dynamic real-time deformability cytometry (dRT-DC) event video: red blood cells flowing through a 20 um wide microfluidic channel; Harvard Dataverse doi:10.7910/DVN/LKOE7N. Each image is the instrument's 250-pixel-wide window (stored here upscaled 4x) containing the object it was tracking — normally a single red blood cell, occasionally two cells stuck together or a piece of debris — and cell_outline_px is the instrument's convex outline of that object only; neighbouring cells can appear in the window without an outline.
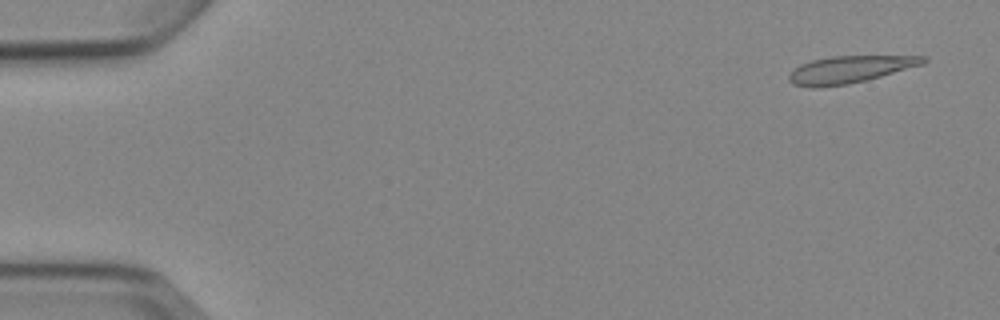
{"species": "Egyptian fruit bat (a non-hibernating species)", "species_latin": "Rousettus aegyptiacus", "temperature_condition": "cold", "stored_images_in_passage": 6, "camera_frame_rate_fps": 3000, "um_per_image_px": 0.085, "animal": {"sex": "female"}, "frame": {"image": 1, "passage_image": 1, "time_ms": 0.0, "image_size_px": [1000, 320], "cell_outline_px": [[928, 60], [924, 64], [880, 76], [848, 84], [820, 88], [812, 88], [792, 84], [788, 80], [788, 76], [800, 64], [812, 60], [832, 56], [928, 56]], "centroid_in_image_um": [72.21, 5.91], "position_along_channel_um": 12.8, "area_um2": 21.15}}
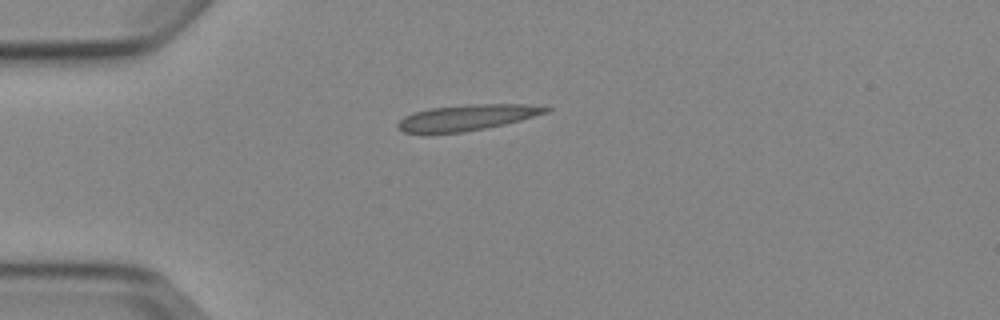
{"frame": {"image": 2, "passage_image": 4, "time_ms": 3.667, "image_size_px": [1000, 320], "cell_outline_px": [[552, 108], [548, 112], [520, 120], [504, 124], [464, 132], [404, 132], [396, 128], [396, 124], [404, 116], [428, 108], [468, 104], [524, 104]], "centroid_in_image_um": [39.68, 9.97], "position_along_channel_um": 45.3, "area_um2": 21.96}}
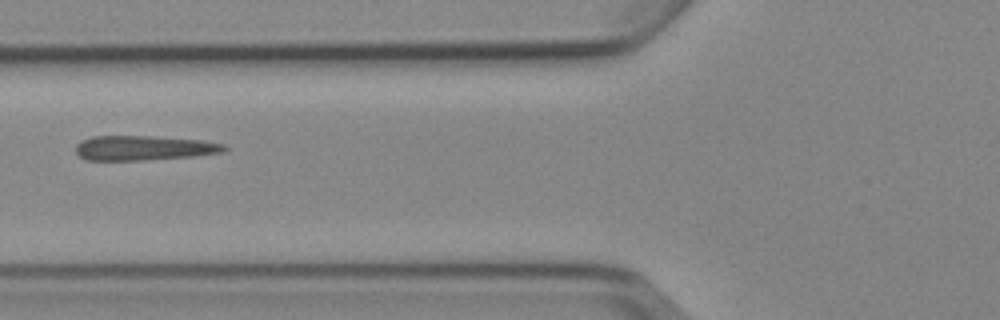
{"frame": {"image": 3, "passage_image": 6, "time_ms": 6.0, "image_size_px": [1000, 320], "cell_outline_px": [[228, 148], [224, 152], [192, 156], [144, 160], [84, 160], [76, 152], [76, 144], [80, 140], [92, 136], [148, 136], [204, 140], [224, 144]], "centroid_in_image_um": [12.21, 12.57], "position_along_channel_um": 113.6, "area_um2": 21.44}}